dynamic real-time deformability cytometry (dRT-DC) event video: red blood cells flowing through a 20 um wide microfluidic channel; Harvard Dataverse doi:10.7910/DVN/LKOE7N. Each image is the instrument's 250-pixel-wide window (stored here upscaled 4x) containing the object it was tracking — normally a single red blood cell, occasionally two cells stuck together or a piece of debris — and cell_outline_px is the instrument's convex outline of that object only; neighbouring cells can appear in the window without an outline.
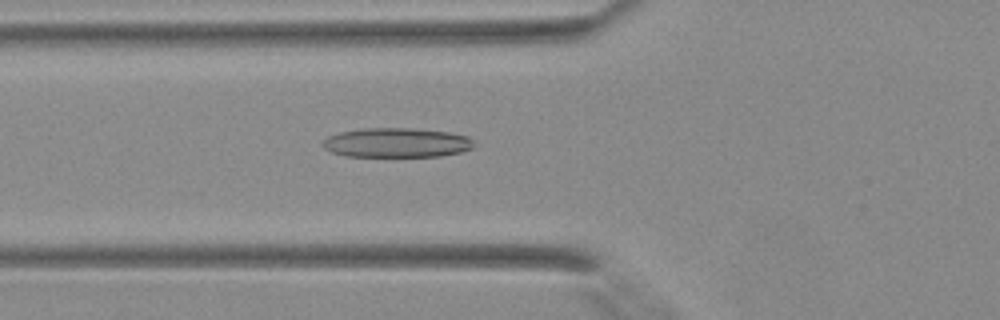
{"species": "Egyptian fruit bat (a non-hibernating species)", "species_latin": "Rousettus aegyptiacus", "temperature_condition": "warm", "stored_images_in_passage": 33, "camera_frame_rate_fps": 3000, "um_per_image_px": 0.085, "animal": {"sex": "female"}, "frame": {"image": 1, "passage_image": 9, "time_ms": 2.667, "image_size_px": [1000, 320], "cell_outline_px": [[476, 144], [472, 148], [460, 152], [440, 156], [344, 156], [332, 152], [324, 148], [320, 144], [328, 136], [340, 132], [364, 128], [412, 128], [448, 132], [468, 136]], "centroid_in_image_um": [33.7, 12.12], "position_along_channel_um": 92.1, "area_um2": 26.01}}
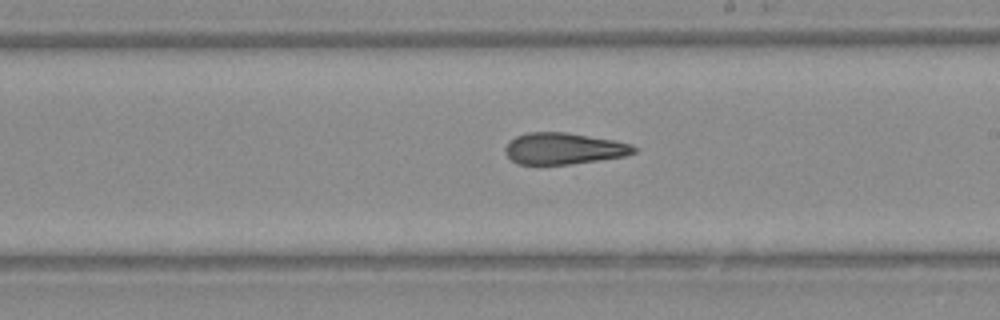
{"frame": {"image": 2, "passage_image": 18, "time_ms": 5.667, "image_size_px": [1000, 320], "cell_outline_px": [[636, 152], [624, 156], [568, 164], [516, 164], [504, 152], [504, 148], [516, 136], [528, 132], [564, 132], [612, 140], [632, 144], [636, 148]], "centroid_in_image_um": [47.89, 12.62], "position_along_channel_um": 241.1, "area_um2": 23.24}}
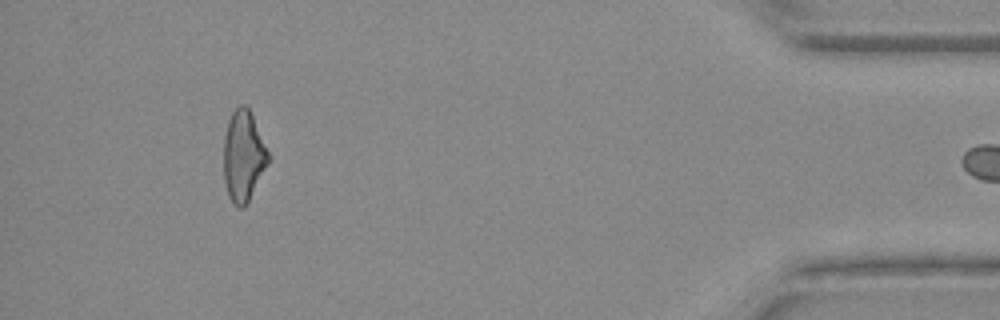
{"frame": {"image": 3, "passage_image": 32, "time_ms": 10.333, "image_size_px": [1000, 320], "cell_outline_px": [[268, 164], [244, 208], [240, 208], [228, 196], [224, 180], [224, 136], [228, 120], [232, 112], [240, 104], [244, 104], [248, 108], [252, 116], [268, 152]], "centroid_in_image_um": [20.66, 13.26], "position_along_channel_um": 414.5, "area_um2": 23.12}}